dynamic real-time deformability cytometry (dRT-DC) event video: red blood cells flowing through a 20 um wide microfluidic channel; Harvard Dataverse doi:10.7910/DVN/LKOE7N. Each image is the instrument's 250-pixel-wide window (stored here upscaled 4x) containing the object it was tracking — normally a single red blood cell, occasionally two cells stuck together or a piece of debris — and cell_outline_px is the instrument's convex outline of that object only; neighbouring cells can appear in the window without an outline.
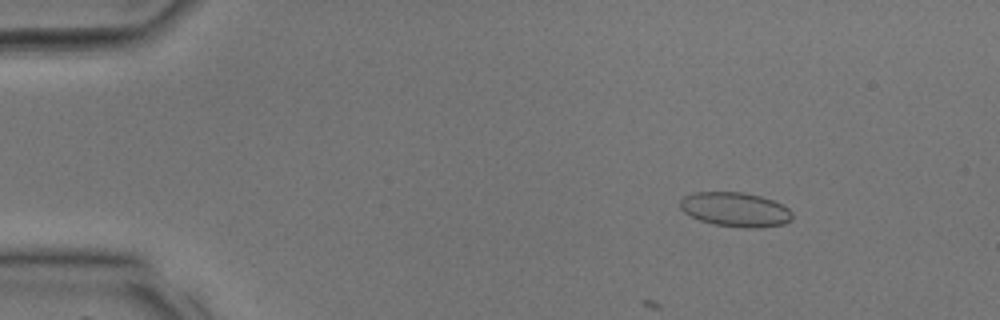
{"species": "common noctule bat (a hibernating species)", "species_latin": "Nyctalus noctula", "temperature_condition": "room temperature", "stored_images_in_passage": 13, "camera_frame_rate_fps": 3000, "um_per_image_px": 0.085, "animal": {"sex": "male", "body_mass_g": 17.9, "forearm_length_mm": 54.2}, "frame": {"image": 1, "passage_image": 6, "time_ms": 1.667, "image_size_px": [1000, 320], "cell_outline_px": [[792, 220], [784, 224], [760, 228], [748, 228], [716, 224], [700, 220], [684, 212], [680, 208], [680, 200], [684, 196], [692, 192], [744, 192], [760, 196], [772, 200], [788, 208], [792, 212]], "centroid_in_image_um": [62.51, 17.8], "position_along_channel_um": 22.5, "area_um2": 22.43}}
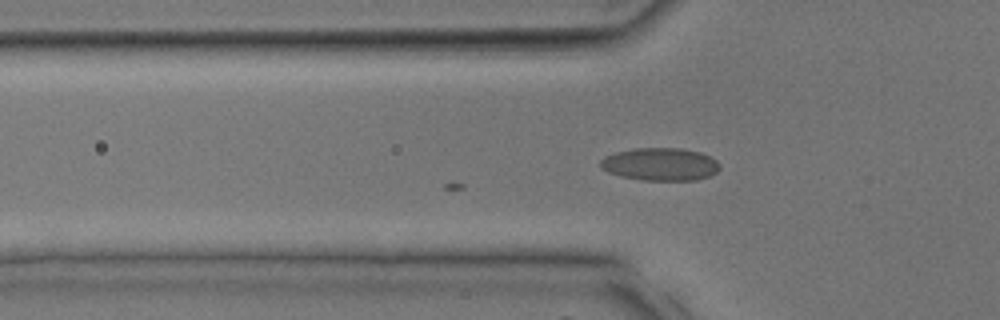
{"frame": {"image": 2, "passage_image": 13, "time_ms": 4.0, "image_size_px": [1000, 320], "cell_outline_px": [[720, 168], [716, 172], [708, 176], [696, 180], [644, 180], [620, 176], [608, 172], [600, 168], [600, 160], [604, 156], [616, 152], [636, 148], [680, 148], [700, 152], [716, 160], [720, 164]], "centroid_in_image_um": [56.1, 13.96], "position_along_channel_um": 69.7, "area_um2": 22.77}}